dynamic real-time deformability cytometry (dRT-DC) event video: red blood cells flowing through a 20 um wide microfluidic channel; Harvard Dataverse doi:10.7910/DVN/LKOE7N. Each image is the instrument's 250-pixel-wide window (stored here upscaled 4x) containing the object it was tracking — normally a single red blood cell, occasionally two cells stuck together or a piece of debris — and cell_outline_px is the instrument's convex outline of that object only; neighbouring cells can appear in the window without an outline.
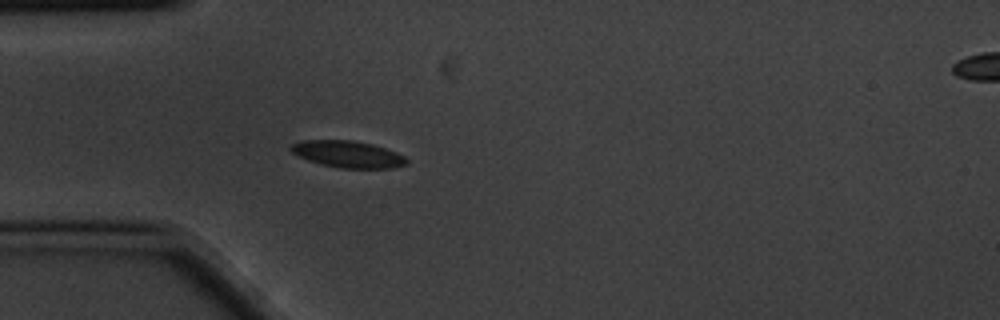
{"species": "common noctule bat (a hibernating species)", "species_latin": "Nyctalus noctula", "temperature_condition": "cold", "stored_images_in_passage": 3, "camera_frame_rate_fps": 3000, "um_per_image_px": 0.085, "animal": {"sex": "male", "body_mass_g": 20.1, "forearm_length_mm": 53.5}, "frame": {"image": 1, "passage_image": 3, "time_ms": 0.667, "image_size_px": [1000, 320], "cell_outline_px": [[408, 164], [392, 168], [340, 168], [320, 164], [296, 156], [288, 148], [292, 144], [300, 140], [352, 140], [372, 144], [396, 152], [404, 156], [408, 160]], "centroid_in_image_um": [29.53, 13.11], "position_along_channel_um": 55.5, "area_um2": 18.15}}